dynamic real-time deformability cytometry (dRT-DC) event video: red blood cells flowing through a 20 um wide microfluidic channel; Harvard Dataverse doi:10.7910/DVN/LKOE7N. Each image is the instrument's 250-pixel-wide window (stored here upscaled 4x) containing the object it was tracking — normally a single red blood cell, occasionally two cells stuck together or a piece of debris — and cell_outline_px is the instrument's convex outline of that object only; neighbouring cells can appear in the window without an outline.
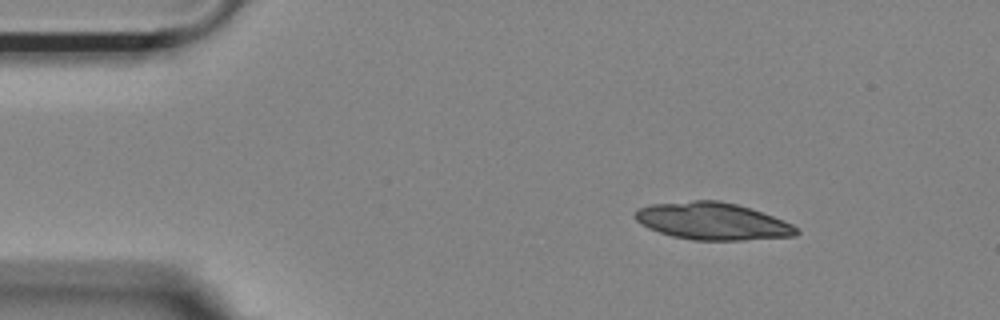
{"species": "Egyptian fruit bat (a non-hibernating species)", "species_latin": "Rousettus aegyptiacus", "temperature_condition": "room temperature", "stored_images_in_passage": 12, "camera_frame_rate_fps": 3000, "um_per_image_px": 0.085, "animal": {"sex": "female"}, "frame": {"image": 1, "passage_image": 1, "time_ms": 0.0, "image_size_px": [1000, 320], "cell_outline_px": [[800, 232], [796, 236], [744, 240], [692, 240], [672, 236], [648, 228], [640, 224], [632, 216], [636, 208], [652, 204], [692, 200], [720, 200], [736, 204], [784, 220], [800, 228]], "centroid_in_image_um": [60.54, 18.8], "position_along_channel_um": 24.5, "area_um2": 35.2}}